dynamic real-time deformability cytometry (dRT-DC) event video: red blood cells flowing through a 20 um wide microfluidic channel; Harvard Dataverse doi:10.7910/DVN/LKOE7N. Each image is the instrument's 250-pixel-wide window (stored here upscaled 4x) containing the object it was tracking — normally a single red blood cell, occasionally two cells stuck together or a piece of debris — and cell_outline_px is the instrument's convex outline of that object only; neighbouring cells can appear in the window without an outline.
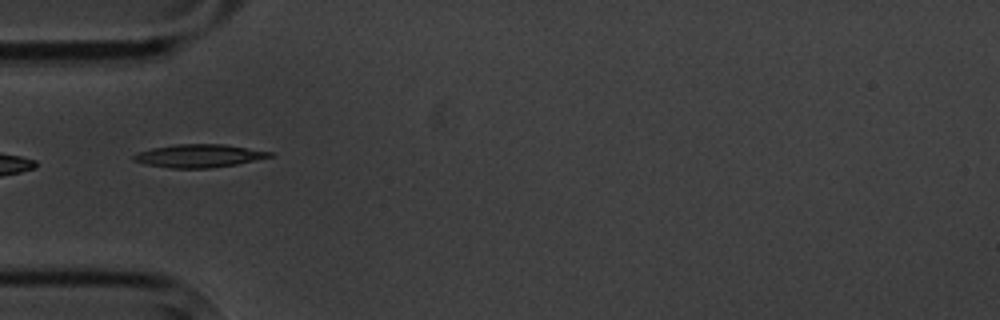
{"species": "common noctule bat (a hibernating species)", "species_latin": "Nyctalus noctula", "temperature_condition": "cold", "stored_images_in_passage": 5, "camera_frame_rate_fps": 3000, "um_per_image_px": 0.085, "animal": {"sex": "male", "body_mass_g": 20.1, "forearm_length_mm": 53.5}, "frame": {"image": 1, "passage_image": 5, "time_ms": 4.667, "image_size_px": [1000, 320], "cell_outline_px": [[276, 156], [236, 164], [208, 168], [172, 168], [144, 164], [132, 160], [132, 156], [136, 152], [152, 148], [176, 144], [224, 144], [272, 152]], "centroid_in_image_um": [16.89, 13.24], "position_along_channel_um": 68.1, "area_um2": 18.32}}